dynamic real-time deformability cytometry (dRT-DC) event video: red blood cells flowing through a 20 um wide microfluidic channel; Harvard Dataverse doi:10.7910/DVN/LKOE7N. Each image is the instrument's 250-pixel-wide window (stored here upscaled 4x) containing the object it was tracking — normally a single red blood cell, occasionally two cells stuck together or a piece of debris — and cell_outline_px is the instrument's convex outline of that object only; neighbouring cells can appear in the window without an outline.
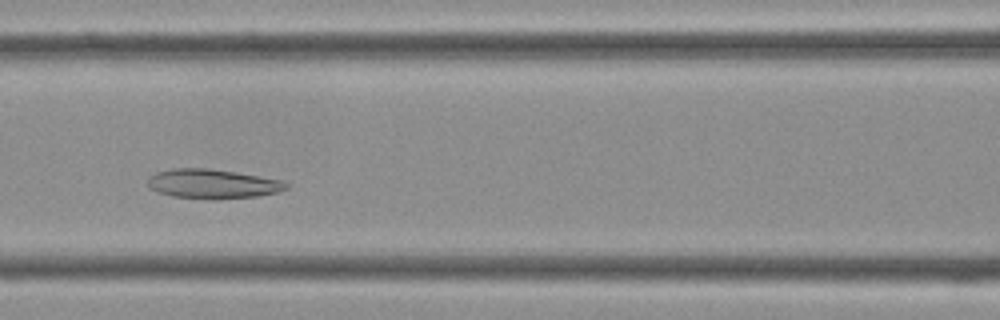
{"species": "Egyptian fruit bat (a non-hibernating species)", "species_latin": "Rousettus aegyptiacus", "temperature_condition": "cold", "stored_images_in_passage": 38, "camera_frame_rate_fps": 3000, "um_per_image_px": 0.085, "frame": {"image": 1, "passage_image": 14, "time_ms": 4.333, "image_size_px": [1000, 320], "cell_outline_px": [[288, 188], [276, 192], [256, 196], [216, 200], [212, 200], [172, 196], [148, 188], [148, 176], [156, 172], [172, 168], [208, 168], [236, 172], [280, 180], [288, 184]], "centroid_in_image_um": [18.02, 15.63], "position_along_channel_um": 148.6, "area_um2": 23.76}}
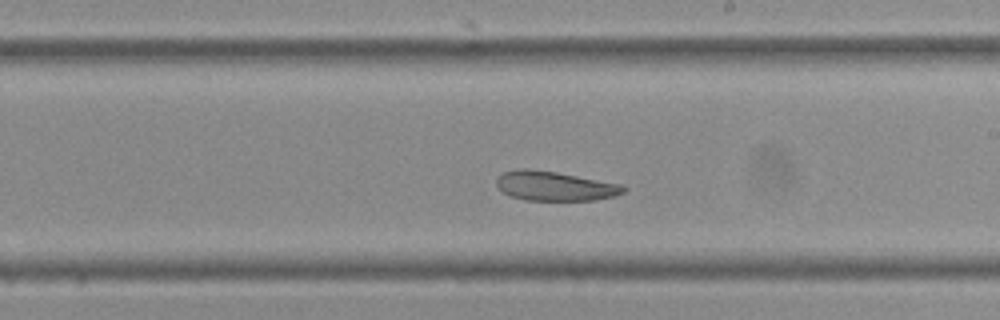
{"frame": {"image": 2, "passage_image": 20, "time_ms": 6.333, "image_size_px": [1000, 320], "cell_outline_px": [[628, 188], [624, 192], [616, 196], [596, 200], [524, 200], [512, 196], [496, 188], [496, 180], [504, 172], [520, 168], [528, 168], [556, 172], [620, 184]], "centroid_in_image_um": [47.16, 15.82], "position_along_channel_um": 241.8, "area_um2": 21.73}}
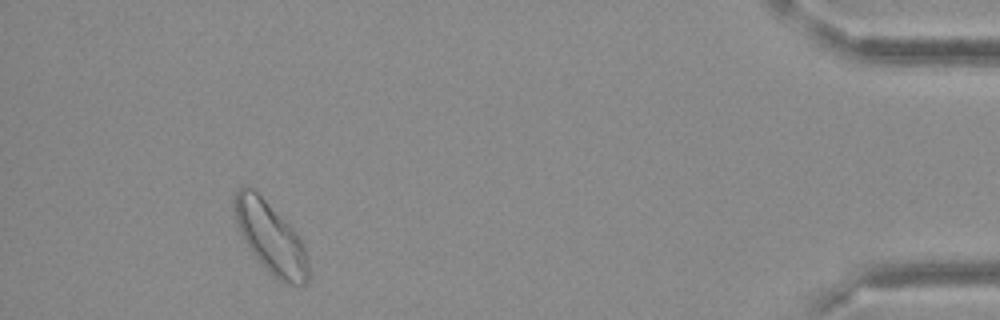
{"frame": {"image": 3, "passage_image": 35, "time_ms": 11.333, "image_size_px": [1000, 320], "cell_outline_px": [[308, 280], [304, 284], [296, 288], [280, 280], [268, 272], [248, 248], [240, 232], [236, 220], [232, 204], [232, 200], [236, 188], [244, 184], [252, 188], [300, 236], [304, 244], [308, 260]], "centroid_in_image_um": [22.98, 20.21], "position_along_channel_um": 412.2, "area_um2": 30.69}}